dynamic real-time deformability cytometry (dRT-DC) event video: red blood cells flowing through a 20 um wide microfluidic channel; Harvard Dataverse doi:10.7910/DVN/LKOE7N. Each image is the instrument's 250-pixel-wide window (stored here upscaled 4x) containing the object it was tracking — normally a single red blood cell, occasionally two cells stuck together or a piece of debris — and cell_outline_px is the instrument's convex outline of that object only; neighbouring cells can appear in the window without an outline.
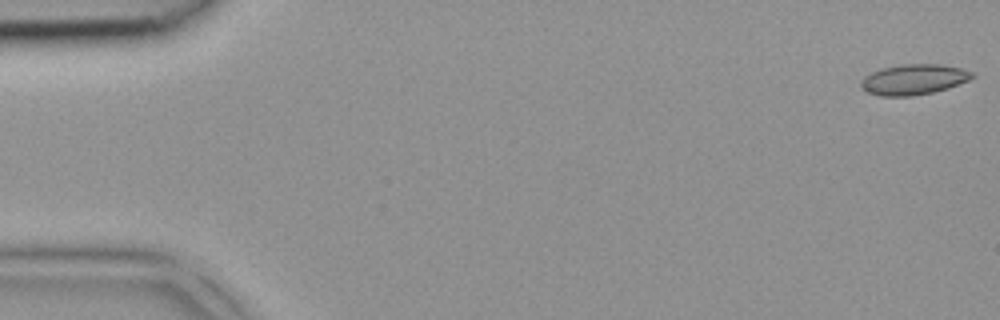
{"species": "common noctule bat (a hibernating species)", "species_latin": "Nyctalus noctula", "temperature_condition": "room temperature", "stored_images_in_passage": 4, "camera_frame_rate_fps": 3000, "um_per_image_px": 0.085, "animal": {"sex": "female", "body_mass_g": 18.4}, "frame": {"image": 1, "passage_image": 1, "time_ms": 0.0, "image_size_px": [1000, 320], "cell_outline_px": [[976, 76], [968, 80], [948, 88], [932, 92], [912, 96], [880, 96], [868, 92], [860, 88], [860, 80], [864, 76], [872, 72], [884, 68], [900, 64], [940, 64], [960, 68], [972, 72]], "centroid_in_image_um": [77.64, 6.76], "position_along_channel_um": 7.4, "area_um2": 19.71}}
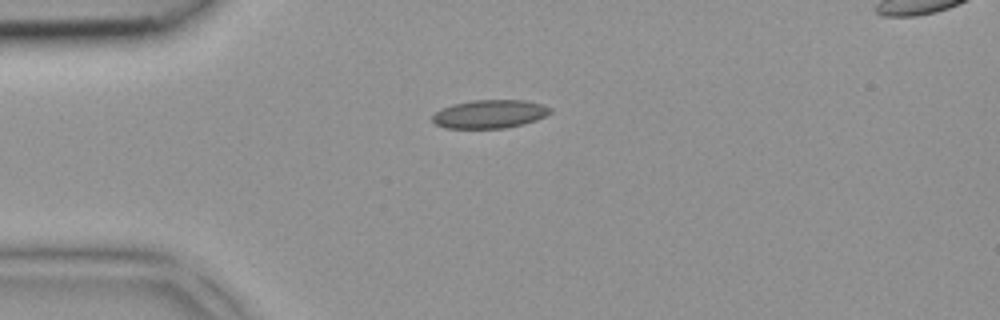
{"frame": {"image": 2, "passage_image": 4, "time_ms": 1.0, "image_size_px": [1000, 320], "cell_outline_px": [[552, 112], [536, 120], [524, 124], [504, 128], [444, 128], [436, 124], [432, 120], [432, 116], [436, 112], [452, 104], [472, 100], [524, 100], [544, 104], [552, 108]], "centroid_in_image_um": [41.65, 9.69], "position_along_channel_um": 43.3, "area_um2": 19.54}}